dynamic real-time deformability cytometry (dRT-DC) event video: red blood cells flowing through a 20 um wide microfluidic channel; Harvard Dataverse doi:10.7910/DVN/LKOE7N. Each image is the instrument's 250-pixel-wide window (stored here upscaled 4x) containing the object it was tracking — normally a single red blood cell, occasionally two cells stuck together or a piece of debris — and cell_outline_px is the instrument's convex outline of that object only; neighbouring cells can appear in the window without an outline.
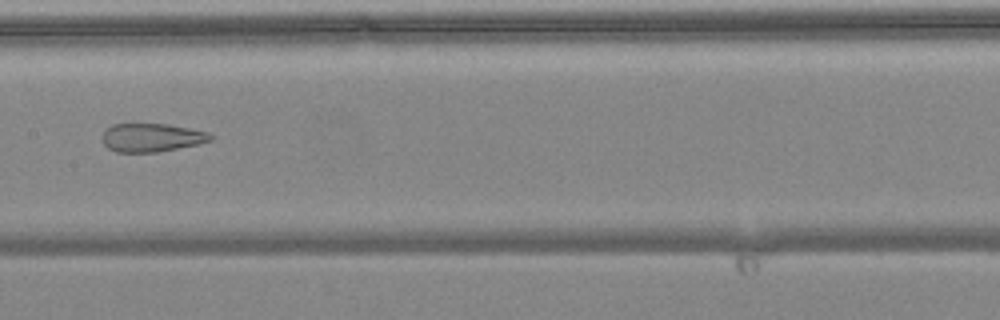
{"species": "common noctule bat (a hibernating species)", "species_latin": "Nyctalus noctula", "temperature_condition": "warm", "stored_images_in_passage": 5, "camera_frame_rate_fps": 3000, "um_per_image_px": 0.085, "animal": {"sex": "female", "body_mass_g": 24.6, "forearm_length_mm": 56.2}, "frame": {"image": 1, "passage_image": 5, "time_ms": 1.333, "image_size_px": [1000, 320], "cell_outline_px": [[212, 140], [200, 144], [156, 152], [116, 152], [108, 148], [104, 144], [104, 132], [112, 124], [168, 124], [208, 132], [212, 136]], "centroid_in_image_um": [12.91, 11.7], "position_along_channel_um": 194.5, "area_um2": 17.74}}